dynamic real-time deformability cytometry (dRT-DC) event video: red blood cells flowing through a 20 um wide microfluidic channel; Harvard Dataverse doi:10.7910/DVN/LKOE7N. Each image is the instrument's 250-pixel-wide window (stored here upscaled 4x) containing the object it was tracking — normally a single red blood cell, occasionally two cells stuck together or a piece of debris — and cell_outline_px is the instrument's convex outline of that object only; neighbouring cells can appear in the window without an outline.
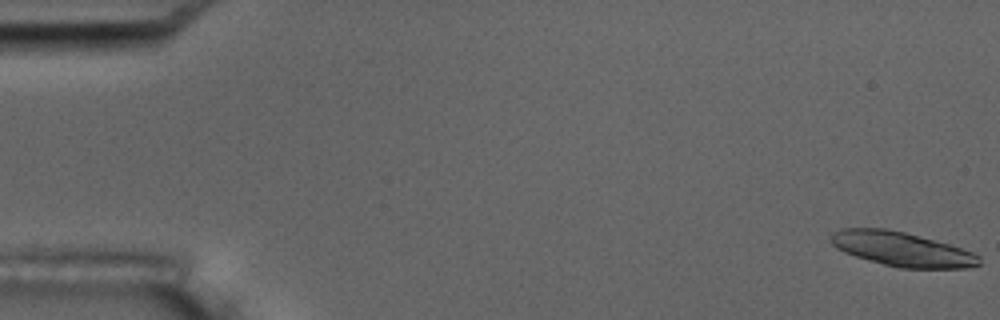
{"species": "common noctule bat (a hibernating species)", "species_latin": "Nyctalus noctula", "temperature_condition": "room temperature", "stored_images_in_passage": 48, "camera_frame_rate_fps": 3000, "um_per_image_px": 0.085, "animal": {"sex": "male", "body_mass_g": 17.5, "forearm_length_mm": 52.3}, "frame": {"image": 1, "passage_image": 1, "time_ms": 0.0, "image_size_px": [1000, 320], "cell_outline_px": [[980, 264], [964, 268], [900, 268], [868, 260], [844, 252], [836, 248], [832, 244], [832, 232], [840, 228], [884, 228], [904, 232], [948, 244], [972, 252], [980, 256]], "centroid_in_image_um": [76.63, 21.17], "position_along_channel_um": 8.4, "area_um2": 29.3}, "authors_computed_cell_mechanics": {"area_um2": 18.6983, "velocity_mm_per_s": 3.651, "shape_relaxation_time_tau1_ms": null, "shape_relaxation_time_tau2_ms": 4.5022, "deformation_change_tau1": null, "deformation_change_tau2": 0.1155}}